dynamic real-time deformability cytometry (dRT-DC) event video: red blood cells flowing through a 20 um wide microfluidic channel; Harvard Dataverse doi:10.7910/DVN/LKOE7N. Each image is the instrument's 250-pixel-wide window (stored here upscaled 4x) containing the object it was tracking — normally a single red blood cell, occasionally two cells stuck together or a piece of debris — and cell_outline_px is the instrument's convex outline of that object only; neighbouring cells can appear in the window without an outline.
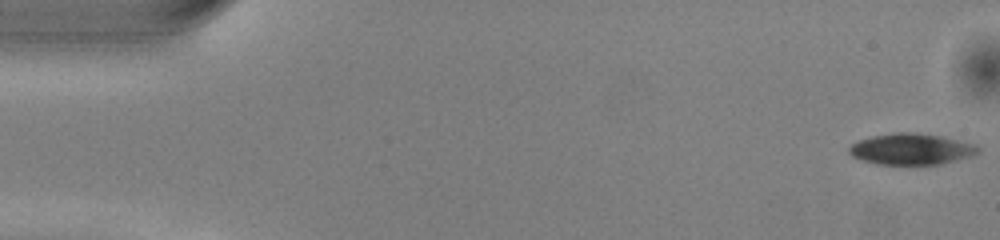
{"species": "common noctule bat (a hibernating species)", "species_latin": "Nyctalus noctula", "temperature_condition": "warm", "stored_images_in_passage": 51, "camera_frame_rate_fps": 3000, "um_per_image_px": 0.085, "animal": {"sex": "male", "body_mass_g": 13.0, "forearm_length_mm": 53.1}, "frame": {"image": 1, "passage_image": 1, "time_ms": 0.0, "image_size_px": [1000, 240], "cell_outline_px": [[980, 152], [972, 156], [940, 164], [876, 164], [852, 156], [848, 152], [848, 148], [852, 144], [860, 140], [872, 136], [896, 132], [912, 132], [940, 136], [976, 144], [980, 148]], "centroid_in_image_um": [77.48, 12.67], "position_along_channel_um": 7.5, "area_um2": 23.29}}
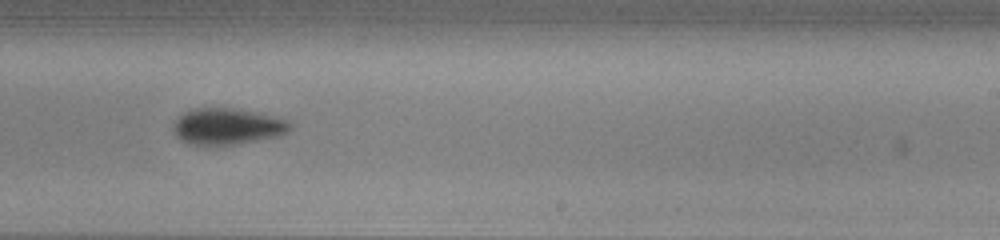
{"frame": {"image": 2, "passage_image": 31, "time_ms": 10.0, "image_size_px": [1000, 240], "cell_outline_px": [[292, 128], [288, 132], [280, 136], [236, 144], [188, 144], [180, 140], [176, 136], [172, 128], [176, 120], [184, 112], [192, 108], [232, 108], [256, 112], [288, 120], [292, 124]], "centroid_in_image_um": [19.33, 10.74], "position_along_channel_um": 269.7, "area_um2": 24.68}}
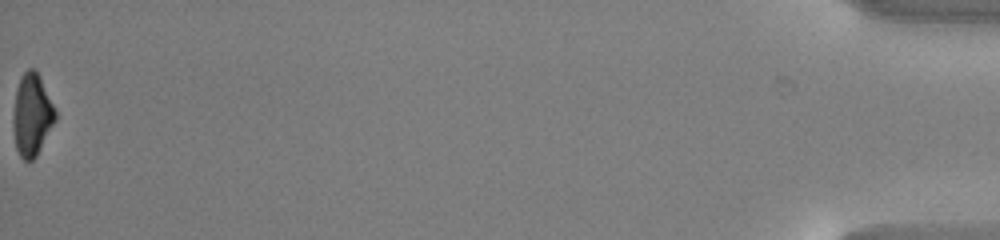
{"frame": {"image": 3, "passage_image": 51, "time_ms": 16.667, "image_size_px": [1000, 240], "cell_outline_px": [[56, 120], [36, 156], [32, 160], [24, 160], [20, 156], [16, 148], [12, 120], [12, 116], [16, 92], [20, 80], [24, 72], [28, 68], [36, 68], [40, 76], [56, 112]], "centroid_in_image_um": [2.71, 9.76], "position_along_channel_um": 432.5, "area_um2": 20.0}, "authors_computed_cell_mechanics": {"area_um2": 24.1604, "velocity_mm_per_s": 4.0406, "shape_relaxation_time_tau1_ms": 1.6451, "shape_relaxation_time_tau2_ms": null, "deformation_change_tau1": 0.1253, "deformation_change_tau2": null}}